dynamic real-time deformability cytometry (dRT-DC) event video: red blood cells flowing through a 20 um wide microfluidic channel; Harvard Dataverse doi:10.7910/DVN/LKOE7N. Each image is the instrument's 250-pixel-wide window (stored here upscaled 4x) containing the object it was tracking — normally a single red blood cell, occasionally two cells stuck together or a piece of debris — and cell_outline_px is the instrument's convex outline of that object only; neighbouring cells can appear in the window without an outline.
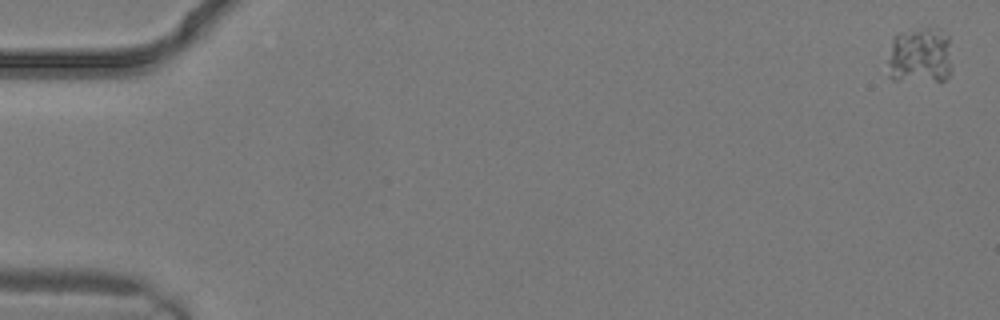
{"species": "common noctule bat (a hibernating species)", "species_latin": "Nyctalus noctula", "temperature_condition": "warm", "stored_images_in_passage": 13, "camera_frame_rate_fps": 3000, "um_per_image_px": 0.085, "animal": {"sex": "male", "body_mass_g": 19.2, "forearm_length_mm": 51.8}, "frame": {"image": 1, "passage_image": 1, "time_ms": 0.0, "image_size_px": [1000, 320], "cell_outline_px": [[952, 68], [948, 76], [944, 80], [892, 80], [888, 76], [888, 60], [892, 40], [896, 32], [920, 28], [940, 28], [948, 36]], "centroid_in_image_um": [78.19, 4.7], "position_along_channel_um": 6.8, "area_um2": 21.56}}
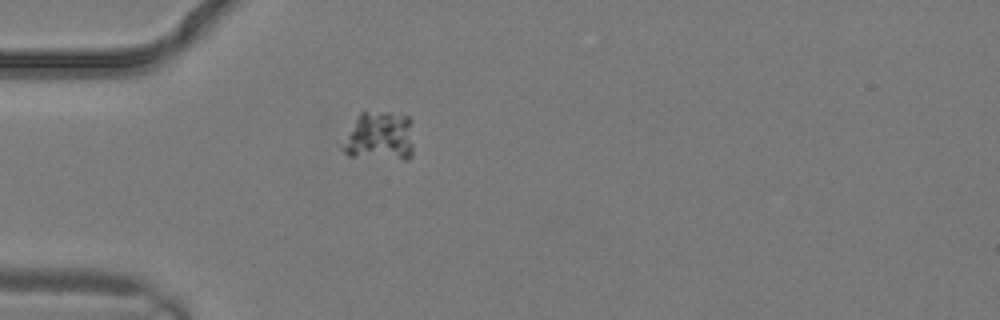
{"frame": {"image": 2, "passage_image": 9, "time_ms": 2.667, "image_size_px": [1000, 320], "cell_outline_px": [[412, 156], [408, 160], [404, 160], [348, 156], [340, 148], [360, 112], [388, 112], [408, 116], [412, 120]], "centroid_in_image_um": [32.31, 11.61], "position_along_channel_um": 52.7, "area_um2": 20.58}}
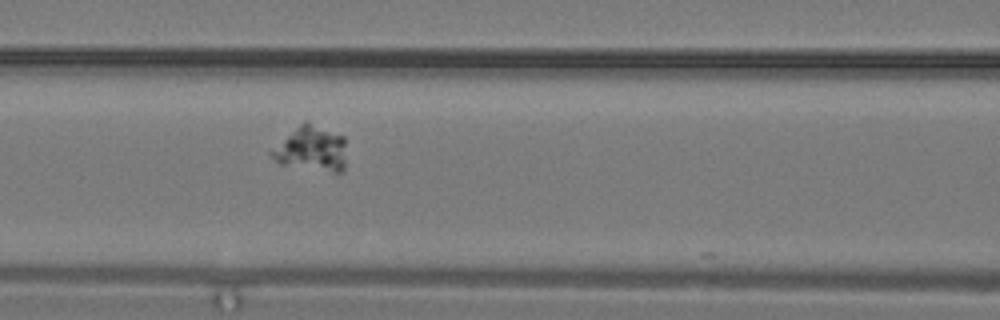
{"frame": {"image": 3, "passage_image": 13, "time_ms": 4.0, "image_size_px": [1000, 320], "cell_outline_px": [[344, 172], [332, 172], [280, 164], [268, 152], [304, 120], [308, 120], [344, 136]], "centroid_in_image_um": [26.47, 12.62], "position_along_channel_um": 140.1, "area_um2": 19.59}}